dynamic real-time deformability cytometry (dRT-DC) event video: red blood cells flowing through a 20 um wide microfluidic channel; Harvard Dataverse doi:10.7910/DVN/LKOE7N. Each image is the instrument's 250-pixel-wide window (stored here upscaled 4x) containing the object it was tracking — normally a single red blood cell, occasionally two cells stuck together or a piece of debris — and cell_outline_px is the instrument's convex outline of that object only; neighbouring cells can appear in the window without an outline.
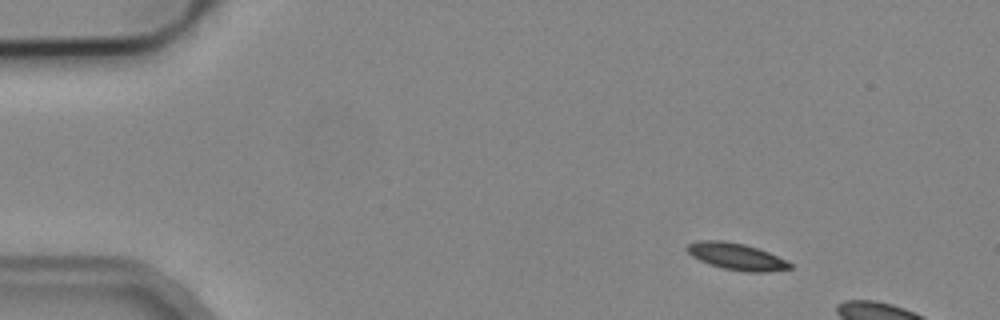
{"species": "common noctule bat (a hibernating species)", "species_latin": "Nyctalus noctula", "temperature_condition": "cold", "stored_images_in_passage": 4, "camera_frame_rate_fps": 3000, "um_per_image_px": 0.085, "animal": {"sex": "male", "body_mass_g": 19.2, "forearm_length_mm": 51.8}, "frame": {"image": 1, "passage_image": 2, "time_ms": 2.0, "image_size_px": [1000, 320], "cell_outline_px": [[792, 268], [768, 272], [748, 272], [724, 268], [700, 260], [692, 256], [684, 248], [688, 244], [696, 240], [724, 240], [744, 244], [768, 252], [792, 264]], "centroid_in_image_um": [62.56, 21.79], "position_along_channel_um": 22.4, "area_um2": 15.84}}